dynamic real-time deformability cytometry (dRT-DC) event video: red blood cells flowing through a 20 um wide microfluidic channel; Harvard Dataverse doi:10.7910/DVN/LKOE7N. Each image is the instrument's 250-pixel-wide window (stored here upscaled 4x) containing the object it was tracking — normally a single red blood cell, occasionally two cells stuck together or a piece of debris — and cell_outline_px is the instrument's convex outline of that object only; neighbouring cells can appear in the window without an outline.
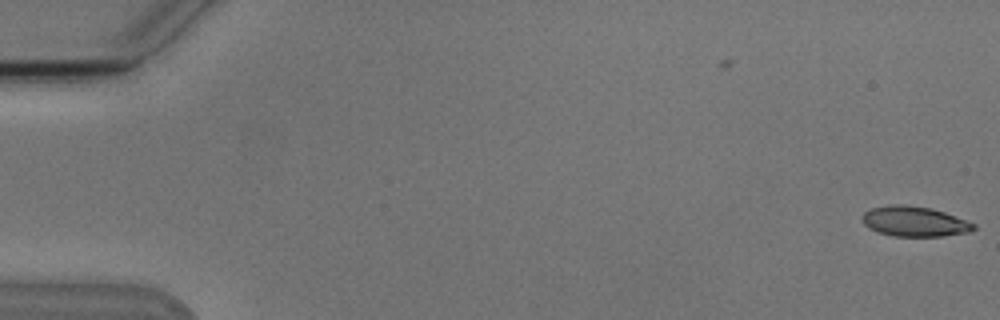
{"species": "Egyptian fruit bat (a non-hibernating species)", "species_latin": "Rousettus aegyptiacus", "temperature_condition": "cold", "stored_images_in_passage": 2, "camera_frame_rate_fps": 3000, "um_per_image_px": 0.085, "animal": {"sex": "male"}, "frame": {"image": 1, "passage_image": 2, "time_ms": 1.333, "image_size_px": [1000, 320], "cell_outline_px": [[976, 228], [968, 232], [944, 236], [896, 236], [880, 232], [868, 228], [860, 220], [860, 216], [864, 212], [872, 208], [888, 204], [904, 204], [932, 208], [944, 212], [976, 224]], "centroid_in_image_um": [77.69, 18.81], "position_along_channel_um": 7.3, "area_um2": 19.65}}